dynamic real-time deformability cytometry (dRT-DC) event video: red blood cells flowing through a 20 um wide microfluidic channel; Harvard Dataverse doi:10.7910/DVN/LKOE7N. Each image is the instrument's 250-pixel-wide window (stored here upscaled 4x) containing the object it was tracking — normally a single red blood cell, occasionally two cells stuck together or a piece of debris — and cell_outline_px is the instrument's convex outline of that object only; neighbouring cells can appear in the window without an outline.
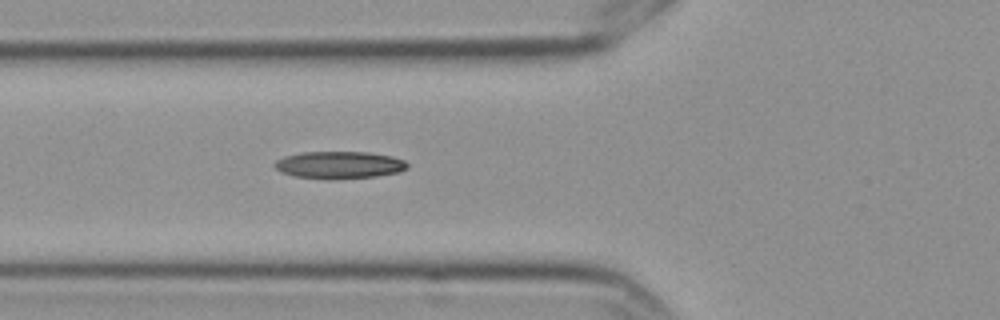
{"species": "Egyptian fruit bat (a non-hibernating species)", "species_latin": "Rousettus aegyptiacus", "temperature_condition": "cold", "stored_images_in_passage": 5, "camera_frame_rate_fps": 3000, "um_per_image_px": 0.085, "frame": {"image": 1, "passage_image": 5, "time_ms": 1.333, "image_size_px": [1000, 320], "cell_outline_px": [[408, 168], [400, 172], [376, 176], [332, 180], [328, 180], [296, 176], [280, 172], [272, 164], [276, 160], [284, 156], [304, 152], [368, 152], [392, 156], [404, 160], [408, 164]], "centroid_in_image_um": [28.84, 14.03], "position_along_channel_um": 97.0, "area_um2": 21.33}}